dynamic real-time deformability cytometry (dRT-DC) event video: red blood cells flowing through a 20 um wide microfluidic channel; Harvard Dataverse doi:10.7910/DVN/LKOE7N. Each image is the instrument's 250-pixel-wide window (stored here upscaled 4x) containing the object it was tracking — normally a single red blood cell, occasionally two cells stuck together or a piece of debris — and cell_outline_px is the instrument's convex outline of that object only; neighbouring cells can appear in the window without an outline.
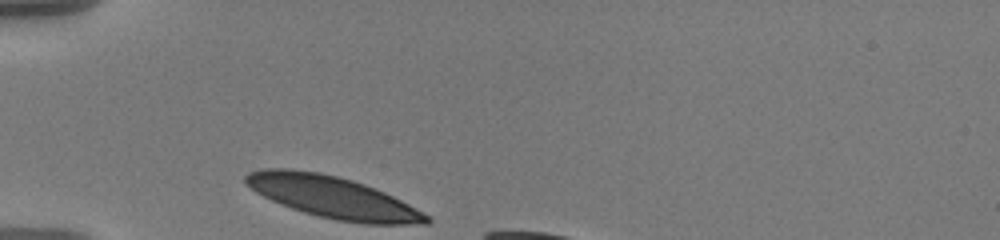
{"species": "human", "species_latin": "Homo sapiens", "temperature_condition": "warm", "stored_images_in_passage": 32, "camera_frame_rate_fps": 3000, "um_per_image_px": 0.085, "donor": {"sex": "male"}, "frame": {"image": 1, "passage_image": 1, "time_ms": 0.0, "image_size_px": [1000, 240], "cell_outline_px": [[432, 220], [428, 224], [364, 224], [336, 220], [304, 212], [292, 208], [272, 200], [256, 192], [244, 184], [244, 176], [248, 172], [264, 168], [288, 168], [320, 172], [352, 180], [364, 184], [384, 192], [408, 204], [428, 216]], "centroid_in_image_um": [28.24, 16.75], "position_along_channel_um": 56.8, "area_um2": 43.75}}
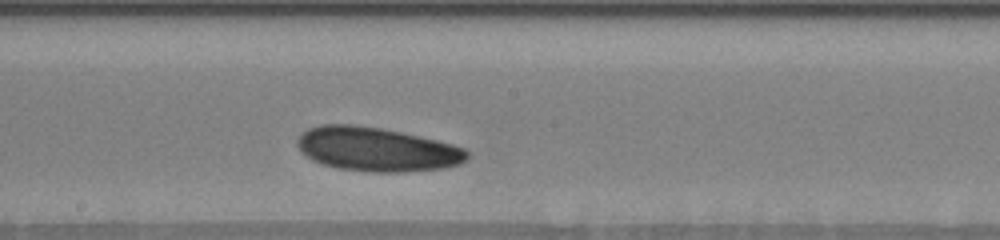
{"frame": {"image": 2, "passage_image": 16, "time_ms": 5.0, "image_size_px": [1000, 240], "cell_outline_px": [[468, 156], [460, 164], [444, 168], [404, 172], [368, 172], [336, 168], [312, 160], [300, 152], [296, 144], [296, 140], [308, 128], [320, 124], [352, 124], [380, 128], [400, 132], [436, 140], [452, 144], [464, 148], [468, 152]], "centroid_in_image_um": [31.99, 12.69], "position_along_channel_um": 216.2, "area_um2": 43.58}}
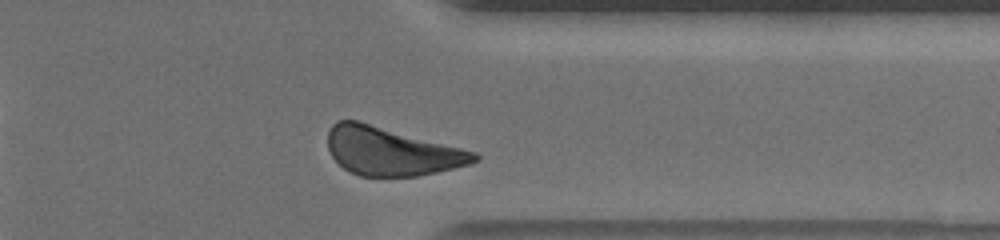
{"frame": {"image": 3, "passage_image": 30, "time_ms": 9.667, "image_size_px": [1000, 240], "cell_outline_px": [[480, 160], [472, 164], [436, 172], [416, 176], [360, 176], [344, 168], [332, 156], [328, 148], [328, 132], [332, 124], [336, 120], [356, 120], [476, 152], [480, 156]], "centroid_in_image_um": [33.27, 12.86], "position_along_channel_um": 378.1, "area_um2": 40.81}, "authors_computed_cell_mechanics": {"area_um2": 42.8876, "velocity_mm_per_s": 3.4858, "shape_relaxation_time_tau1_ms": 1.81, "shape_relaxation_time_tau2_ms": null, "deformation_change_tau1": 0.0546, "deformation_change_tau2": null}}